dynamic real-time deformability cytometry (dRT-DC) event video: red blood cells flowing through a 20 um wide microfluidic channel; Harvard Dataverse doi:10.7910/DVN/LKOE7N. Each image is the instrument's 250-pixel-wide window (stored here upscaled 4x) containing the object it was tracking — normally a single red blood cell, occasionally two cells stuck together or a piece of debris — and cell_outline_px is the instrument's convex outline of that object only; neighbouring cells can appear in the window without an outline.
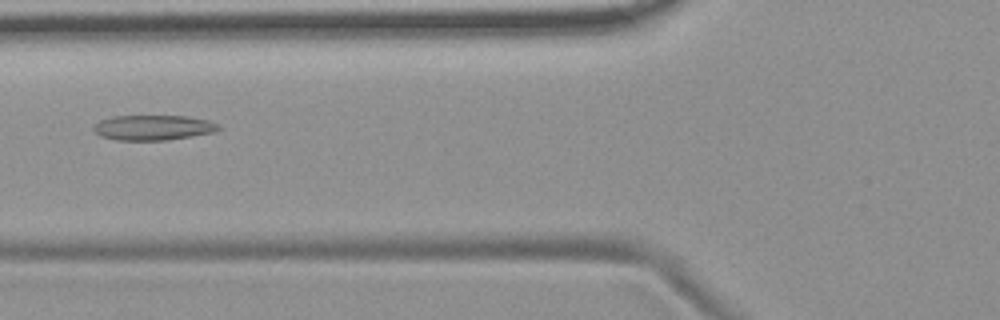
{"species": "common noctule bat (a hibernating species)", "species_latin": "Nyctalus noctula", "temperature_condition": "room temperature", "stored_images_in_passage": 3, "camera_frame_rate_fps": 3000, "um_per_image_px": 0.085, "animal": {"sex": "female", "body_mass_g": 19.9}, "frame": {"image": 1, "passage_image": 3, "time_ms": 2.333, "image_size_px": [1000, 320], "cell_outline_px": [[220, 128], [216, 132], [192, 136], [164, 140], [116, 140], [100, 136], [92, 128], [100, 120], [112, 116], [188, 116], [208, 120], [220, 124]], "centroid_in_image_um": [13.04, 10.84], "position_along_channel_um": 112.8, "area_um2": 18.32}}